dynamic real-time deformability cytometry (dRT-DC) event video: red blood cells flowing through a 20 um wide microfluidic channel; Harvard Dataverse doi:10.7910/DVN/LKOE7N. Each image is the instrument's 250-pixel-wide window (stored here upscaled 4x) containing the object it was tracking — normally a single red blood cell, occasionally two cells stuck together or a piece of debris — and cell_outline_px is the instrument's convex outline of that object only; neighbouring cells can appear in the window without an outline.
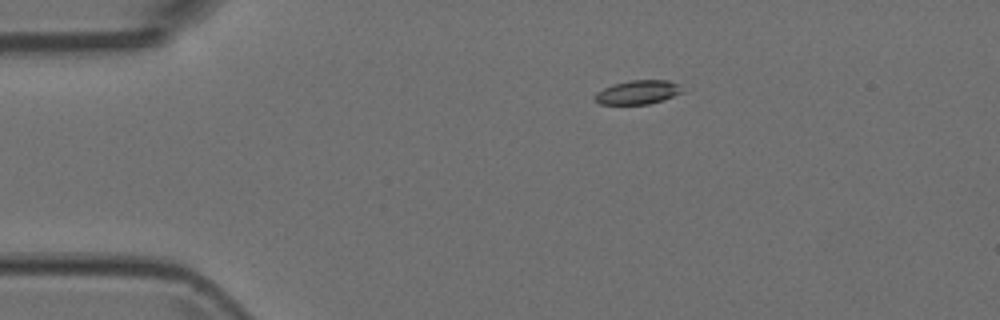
{"species": "Egyptian fruit bat (a non-hibernating species)", "species_latin": "Rousettus aegyptiacus", "temperature_condition": "room temperature", "stored_images_in_passage": 5, "camera_frame_rate_fps": 3000, "um_per_image_px": 0.085, "animal": {"sex": "female"}, "frame": {"image": 1, "passage_image": 3, "time_ms": 0.667, "image_size_px": [1000, 320], "cell_outline_px": [[684, 92], [664, 100], [648, 104], [600, 104], [592, 96], [596, 92], [612, 84], [632, 80], [668, 80], [680, 84]], "centroid_in_image_um": [54.24, 7.84], "position_along_channel_um": 30.8, "area_um2": 12.31}}
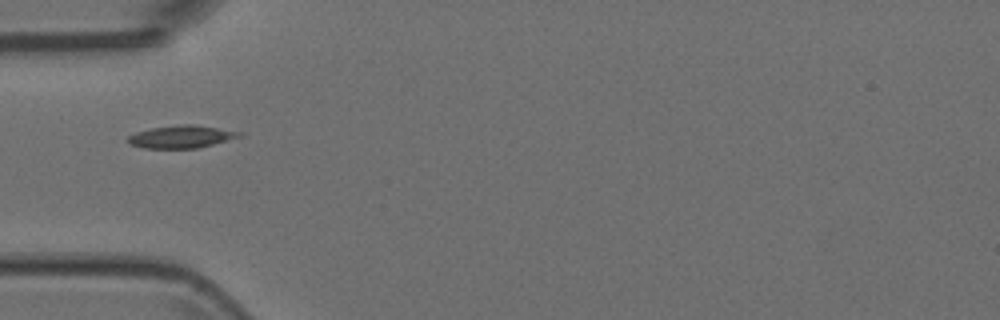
{"frame": {"image": 2, "passage_image": 5, "time_ms": 1.333, "image_size_px": [1000, 320], "cell_outline_px": [[244, 136], [196, 148], [144, 148], [128, 144], [128, 136], [136, 132], [152, 128], [180, 124], [192, 124], [244, 132]], "centroid_in_image_um": [15.43, 11.61], "position_along_channel_um": 69.6, "area_um2": 14.62}}